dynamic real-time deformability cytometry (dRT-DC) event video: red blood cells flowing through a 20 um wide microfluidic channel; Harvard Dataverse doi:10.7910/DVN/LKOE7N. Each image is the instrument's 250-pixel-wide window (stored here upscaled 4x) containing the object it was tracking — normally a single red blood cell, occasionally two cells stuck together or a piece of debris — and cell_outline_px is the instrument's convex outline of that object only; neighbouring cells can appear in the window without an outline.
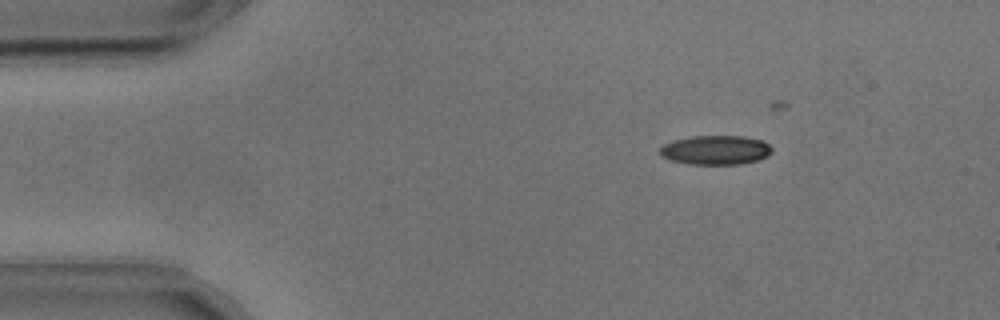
{"species": "common noctule bat (a hibernating species)", "species_latin": "Nyctalus noctula", "temperature_condition": "cold", "stored_images_in_passage": 15, "camera_frame_rate_fps": 3000, "um_per_image_px": 0.085, "animal": {"sex": "male", "body_mass_g": 17.9, "forearm_length_mm": 54.2}, "frame": {"image": 1, "passage_image": 8, "time_ms": 2.333, "image_size_px": [1000, 320], "cell_outline_px": [[772, 152], [768, 156], [760, 160], [740, 164], [688, 164], [668, 160], [660, 156], [660, 148], [664, 144], [672, 140], [692, 136], [744, 136], [764, 140], [772, 148]], "centroid_in_image_um": [60.83, 12.75], "position_along_channel_um": 24.2, "area_um2": 19.42}}